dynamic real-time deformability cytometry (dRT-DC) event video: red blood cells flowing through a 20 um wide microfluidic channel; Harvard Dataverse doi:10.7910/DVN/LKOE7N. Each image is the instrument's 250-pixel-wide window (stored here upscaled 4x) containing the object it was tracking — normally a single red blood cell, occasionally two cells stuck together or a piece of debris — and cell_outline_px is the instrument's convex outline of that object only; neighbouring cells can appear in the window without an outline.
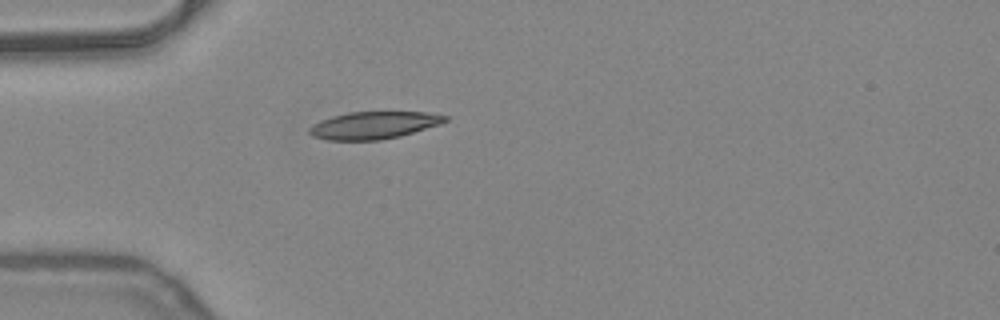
{"species": "common noctule bat (a hibernating species)", "species_latin": "Nyctalus noctula", "temperature_condition": "warm", "stored_images_in_passage": 22, "camera_frame_rate_fps": 3000, "um_per_image_px": 0.085, "animal": {"sex": "female", "body_mass_g": 24.6, "forearm_length_mm": 56.2}, "frame": {"image": 1, "passage_image": 1, "time_ms": 0.0, "image_size_px": [1000, 320], "cell_outline_px": [[448, 120], [440, 124], [400, 136], [380, 140], [328, 140], [312, 136], [308, 132], [308, 128], [312, 124], [332, 116], [348, 112], [424, 112], [448, 116]], "centroid_in_image_um": [31.74, 10.64], "position_along_channel_um": 53.3, "area_um2": 21.56}}